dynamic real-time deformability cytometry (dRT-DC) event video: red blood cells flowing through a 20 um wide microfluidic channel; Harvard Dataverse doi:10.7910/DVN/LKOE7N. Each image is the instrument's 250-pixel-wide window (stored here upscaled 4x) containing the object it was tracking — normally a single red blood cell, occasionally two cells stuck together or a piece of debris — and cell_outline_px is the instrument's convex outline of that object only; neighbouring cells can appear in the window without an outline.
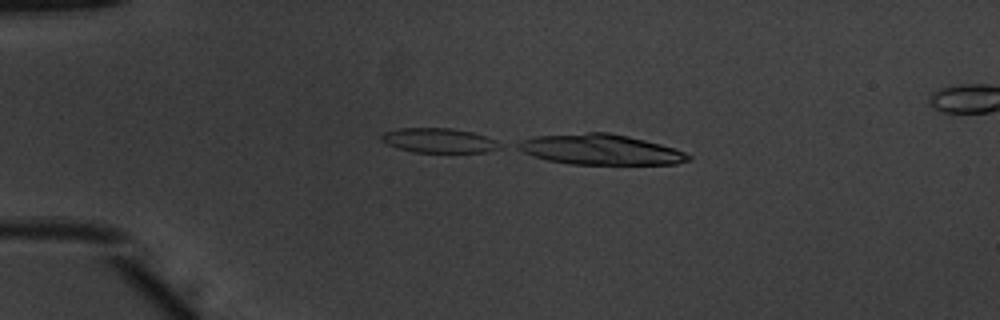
{"species": "common noctule bat (a hibernating species)", "species_latin": "Nyctalus noctula", "temperature_condition": "warm", "stored_images_in_passage": 11, "camera_frame_rate_fps": 3000, "um_per_image_px": 0.085, "animal": {"sex": "male", "body_mass_g": 20.1, "forearm_length_mm": 53.5}, "frame": {"image": 1, "passage_image": 11, "time_ms": 3.333, "image_size_px": [1000, 320], "cell_outline_px": [[692, 160], [676, 164], [568, 164], [548, 160], [532, 156], [516, 148], [512, 144], [520, 140], [536, 136], [588, 132], [608, 132], [628, 136], [660, 144], [684, 152], [692, 156]], "centroid_in_image_um": [50.99, 12.71], "position_along_channel_um": 34.0, "area_um2": 30.29}}